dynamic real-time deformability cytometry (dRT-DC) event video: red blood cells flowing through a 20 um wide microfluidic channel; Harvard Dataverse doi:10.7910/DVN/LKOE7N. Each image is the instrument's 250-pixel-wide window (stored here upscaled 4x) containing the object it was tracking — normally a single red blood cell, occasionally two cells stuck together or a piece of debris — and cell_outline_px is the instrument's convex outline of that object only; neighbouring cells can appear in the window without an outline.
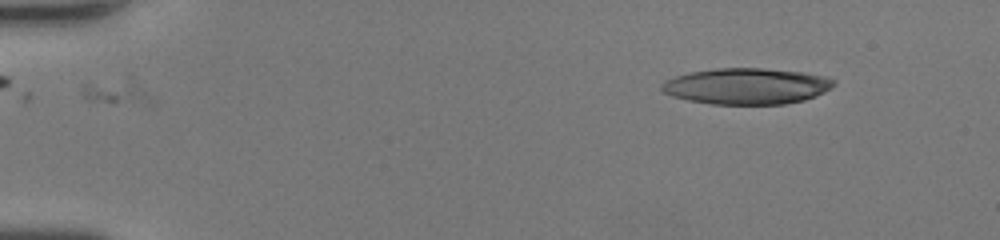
{"species": "human", "species_latin": "Homo sapiens", "temperature_condition": "room temperature", "stored_images_in_passage": 38, "camera_frame_rate_fps": 3000, "um_per_image_px": 0.085, "donor": {"sex": "female"}, "frame": {"image": 1, "passage_image": 1, "time_ms": 0.0, "image_size_px": [1000, 240], "cell_outline_px": [[836, 84], [824, 92], [816, 96], [804, 100], [784, 104], [712, 104], [688, 100], [672, 96], [664, 92], [660, 88], [660, 84], [664, 80], [676, 76], [692, 72], [716, 68], [764, 68], [804, 72], [828, 76], [836, 80]], "centroid_in_image_um": [63.49, 7.32], "position_along_channel_um": 21.5, "area_um2": 36.47}}
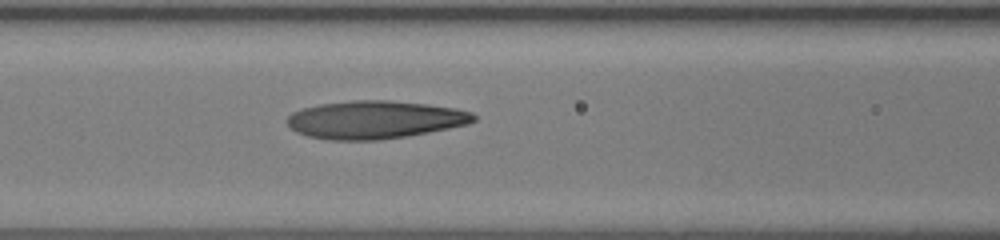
{"frame": {"image": 2, "passage_image": 16, "time_ms": 5.0, "image_size_px": [1000, 240], "cell_outline_px": [[476, 120], [468, 124], [408, 136], [376, 140], [328, 140], [308, 136], [296, 132], [284, 120], [292, 112], [300, 108], [320, 104], [352, 100], [388, 100], [428, 104], [456, 108], [472, 112], [476, 116]], "centroid_in_image_um": [31.84, 10.17], "position_along_channel_um": 134.8, "area_um2": 41.44}}
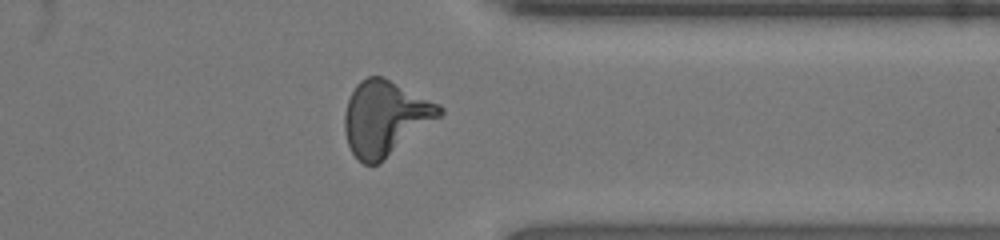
{"frame": {"image": 3, "passage_image": 33, "time_ms": 10.667, "image_size_px": [1000, 240], "cell_outline_px": [[444, 112], [440, 116], [380, 164], [364, 164], [352, 152], [348, 144], [344, 132], [344, 112], [348, 100], [356, 84], [360, 80], [368, 76], [384, 76], [440, 104], [444, 108]], "centroid_in_image_um": [32.73, 10.02], "position_along_channel_um": 378.7, "area_um2": 41.38}, "authors_computed_cell_mechanics": {"area_um2": 39.304, "velocity_mm_per_s": 4.3407, "shape_relaxation_time_tau1_ms": null, "shape_relaxation_time_tau2_ms": 1.8967, "deformation_change_tau1": null, "deformation_change_tau2": 0.1103}}